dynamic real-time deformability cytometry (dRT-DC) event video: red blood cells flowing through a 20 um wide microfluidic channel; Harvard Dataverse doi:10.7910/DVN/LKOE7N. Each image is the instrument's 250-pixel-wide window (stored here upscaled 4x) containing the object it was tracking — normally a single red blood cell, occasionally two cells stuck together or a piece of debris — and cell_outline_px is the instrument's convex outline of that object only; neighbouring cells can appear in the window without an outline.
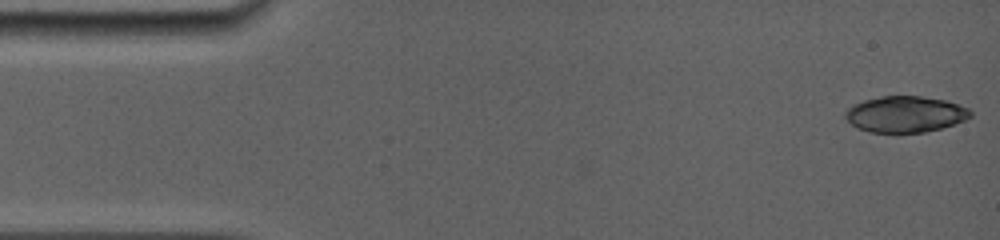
{"species": "common noctule bat (a hibernating species)", "species_latin": "Nyctalus noctula", "temperature_condition": "room temperature", "stored_images_in_passage": 13, "camera_frame_rate_fps": 5000, "um_per_image_px": 0.085, "animal": {"sex": "female", "body_mass_g": 19.0, "forearm_length_mm": 56.7}, "frame": {"image": 1, "passage_image": 1, "time_ms": 0.0, "image_size_px": [1000, 240], "cell_outline_px": [[972, 116], [964, 120], [940, 128], [924, 132], [900, 136], [868, 132], [856, 128], [844, 116], [844, 112], [852, 104], [864, 100], [880, 96], [920, 96], [944, 100], [968, 108], [972, 112]], "centroid_in_image_um": [76.88, 9.75], "position_along_channel_um": 8.1, "area_um2": 27.05}}
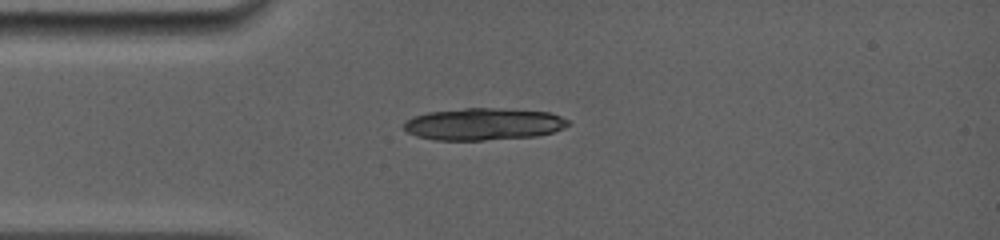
{"frame": {"image": 2, "passage_image": 13, "time_ms": 3.6, "image_size_px": [1000, 240], "cell_outline_px": [[572, 124], [564, 128], [552, 132], [536, 136], [484, 140], [432, 140], [416, 136], [408, 132], [404, 128], [404, 124], [412, 116], [428, 112], [464, 108], [492, 108], [548, 112], [560, 116], [568, 120]], "centroid_in_image_um": [41.09, 10.55], "position_along_channel_um": 43.9, "area_um2": 30.63}}